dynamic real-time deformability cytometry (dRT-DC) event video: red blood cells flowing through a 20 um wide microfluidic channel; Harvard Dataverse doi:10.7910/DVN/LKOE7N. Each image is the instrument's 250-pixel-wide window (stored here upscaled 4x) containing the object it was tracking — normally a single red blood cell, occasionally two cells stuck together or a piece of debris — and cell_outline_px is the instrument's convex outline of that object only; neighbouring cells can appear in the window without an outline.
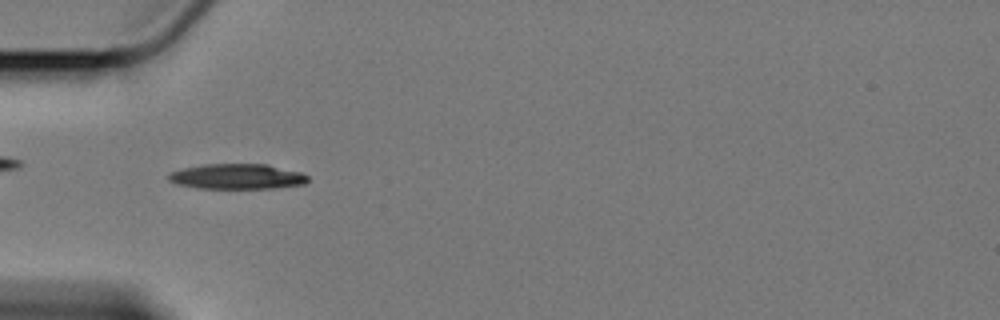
{"species": "Egyptian fruit bat (a non-hibernating species)", "species_latin": "Rousettus aegyptiacus", "temperature_condition": "cold", "stored_images_in_passage": 30, "camera_frame_rate_fps": 3000, "um_per_image_px": 0.085, "animal": {"sex": "female"}, "frame": {"image": 1, "passage_image": 2, "time_ms": 0.333, "image_size_px": [1000, 320], "cell_outline_px": [[308, 180], [304, 184], [276, 188], [196, 188], [176, 184], [168, 180], [168, 176], [172, 172], [184, 168], [204, 164], [268, 164], [300, 172], [308, 176]], "centroid_in_image_um": [20.16, 15.0], "position_along_channel_um": 64.8, "area_um2": 20.46}}
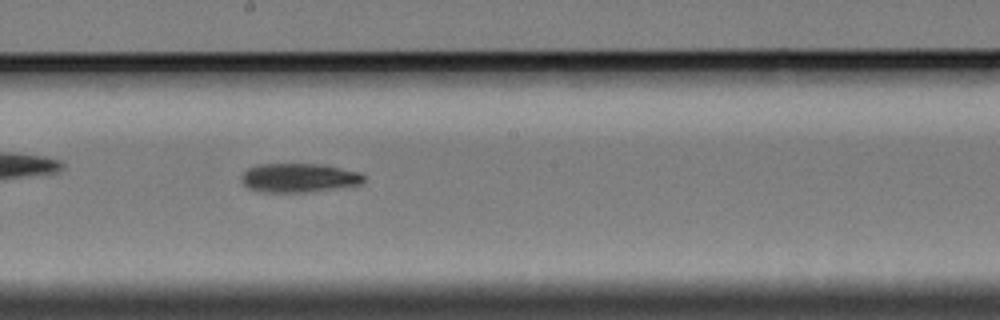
{"frame": {"image": 2, "passage_image": 16, "time_ms": 5.0, "image_size_px": [1000, 320], "cell_outline_px": [[364, 180], [360, 184], [312, 192], [264, 192], [248, 188], [240, 180], [240, 176], [248, 168], [256, 164], [324, 164], [360, 172], [364, 176]], "centroid_in_image_um": [25.39, 15.11], "position_along_channel_um": 222.8, "area_um2": 20.81}}
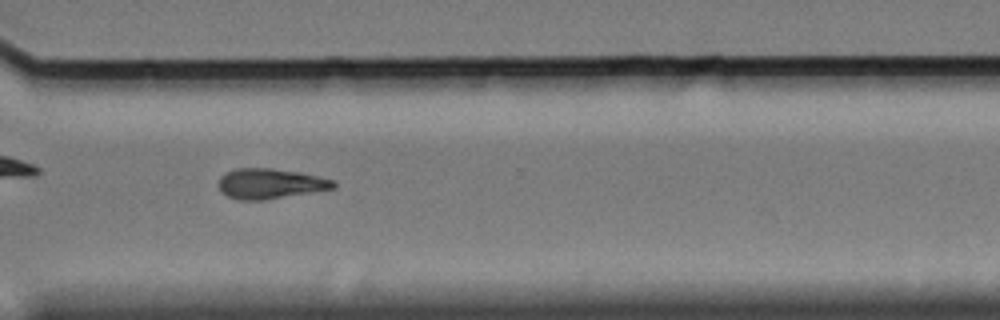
{"frame": {"image": 3, "passage_image": 27, "time_ms": 8.667, "image_size_px": [1000, 320], "cell_outline_px": [[336, 188], [264, 200], [236, 200], [220, 192], [220, 176], [236, 168], [272, 168], [300, 172], [332, 180], [336, 184]], "centroid_in_image_um": [22.95, 15.61], "position_along_channel_um": 347.6, "area_um2": 20.11}, "authors_computed_cell_mechanics": {"area_um2": 20.7791, "velocity_mm_per_s": 3.4116, "shape_relaxation_time_tau1_ms": 2.8267, "shape_relaxation_time_tau2_ms": null, "deformation_change_tau1": 0.1053, "deformation_change_tau2": null}}